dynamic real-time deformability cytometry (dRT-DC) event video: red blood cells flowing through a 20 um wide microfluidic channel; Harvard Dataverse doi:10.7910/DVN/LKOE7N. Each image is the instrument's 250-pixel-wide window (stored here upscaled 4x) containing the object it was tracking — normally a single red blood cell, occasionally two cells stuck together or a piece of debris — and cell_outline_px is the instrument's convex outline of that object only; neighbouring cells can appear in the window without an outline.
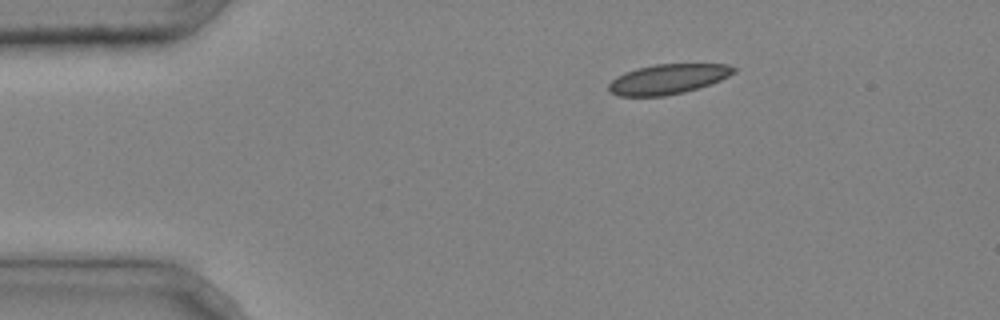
{"species": "common noctule bat (a hibernating species)", "species_latin": "Nyctalus noctula", "temperature_condition": "cold", "stored_images_in_passage": 5, "camera_frame_rate_fps": 3000, "um_per_image_px": 0.085, "animal": {"sex": "male", "body_mass_g": 20.4}, "frame": {"image": 1, "passage_image": 1, "time_ms": 0.0, "image_size_px": [1000, 320], "cell_outline_px": [[736, 72], [720, 80], [684, 92], [664, 96], [620, 96], [608, 92], [608, 84], [616, 76], [636, 68], [656, 64], [728, 64], [736, 68]], "centroid_in_image_um": [56.74, 6.72], "position_along_channel_um": 28.3, "area_um2": 21.73}}